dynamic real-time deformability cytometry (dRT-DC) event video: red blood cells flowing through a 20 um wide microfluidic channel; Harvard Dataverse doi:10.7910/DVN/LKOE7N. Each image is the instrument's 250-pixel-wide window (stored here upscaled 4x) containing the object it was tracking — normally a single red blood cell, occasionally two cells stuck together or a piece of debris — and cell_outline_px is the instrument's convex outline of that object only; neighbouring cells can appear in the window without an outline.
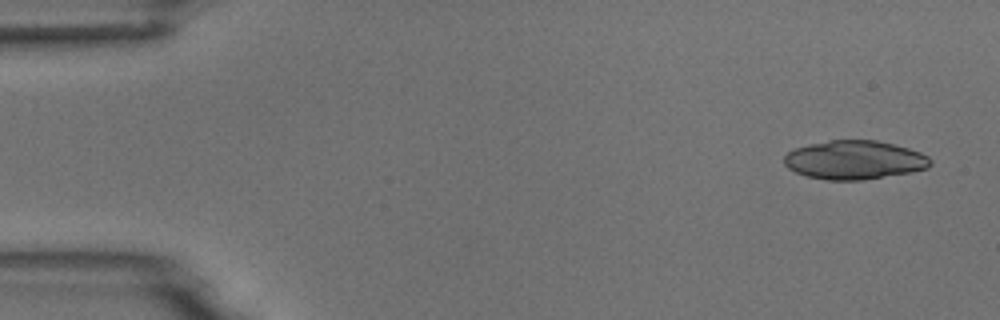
{"species": "common noctule bat (a hibernating species)", "species_latin": "Nyctalus noctula", "temperature_condition": "room temperature", "stored_images_in_passage": 3, "camera_frame_rate_fps": 3000, "um_per_image_px": 0.085, "animal": {"sex": "male", "body_mass_g": 18.8}, "frame": {"image": 1, "passage_image": 1, "time_ms": 0.0, "image_size_px": [1000, 320], "cell_outline_px": [[932, 164], [928, 168], [912, 172], [864, 180], [824, 180], [808, 176], [796, 172], [788, 168], [784, 164], [784, 156], [788, 152], [796, 148], [828, 140], [876, 140], [908, 148], [920, 152], [928, 156], [932, 160]], "centroid_in_image_um": [72.65, 13.6], "position_along_channel_um": 12.3, "area_um2": 33.06}}